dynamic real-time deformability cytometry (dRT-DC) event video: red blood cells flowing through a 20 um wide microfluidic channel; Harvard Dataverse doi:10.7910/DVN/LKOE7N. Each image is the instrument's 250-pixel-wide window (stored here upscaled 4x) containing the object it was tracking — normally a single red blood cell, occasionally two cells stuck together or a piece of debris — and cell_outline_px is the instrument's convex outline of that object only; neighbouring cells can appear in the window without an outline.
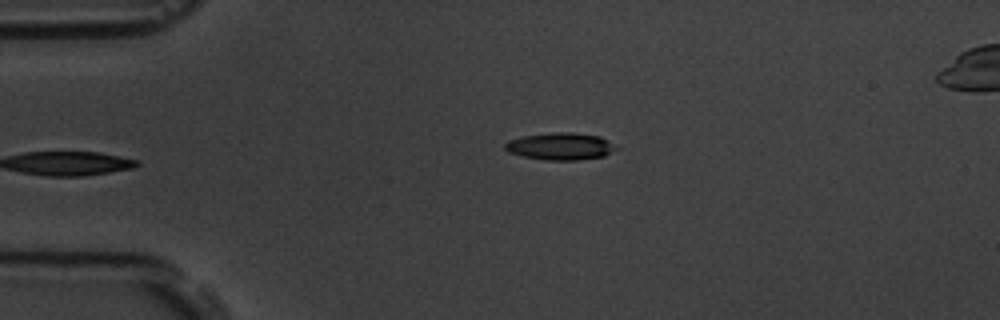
{"species": "common noctule bat (a hibernating species)", "species_latin": "Nyctalus noctula", "temperature_condition": "room temperature", "stored_images_in_passage": 3, "camera_frame_rate_fps": 3000, "um_per_image_px": 0.085, "animal": {"sex": "male", "body_mass_g": 19.5, "forearm_length_mm": 54.6}, "frame": {"image": 1, "passage_image": 1, "time_ms": 0.0, "image_size_px": [1000, 320], "cell_outline_px": [[620, 148], [604, 156], [576, 160], [544, 160], [524, 156], [508, 152], [504, 148], [504, 144], [508, 140], [524, 136], [552, 132], [572, 132], [600, 136]], "centroid_in_image_um": [47.64, 12.43], "position_along_channel_um": 37.4, "area_um2": 17.63}}